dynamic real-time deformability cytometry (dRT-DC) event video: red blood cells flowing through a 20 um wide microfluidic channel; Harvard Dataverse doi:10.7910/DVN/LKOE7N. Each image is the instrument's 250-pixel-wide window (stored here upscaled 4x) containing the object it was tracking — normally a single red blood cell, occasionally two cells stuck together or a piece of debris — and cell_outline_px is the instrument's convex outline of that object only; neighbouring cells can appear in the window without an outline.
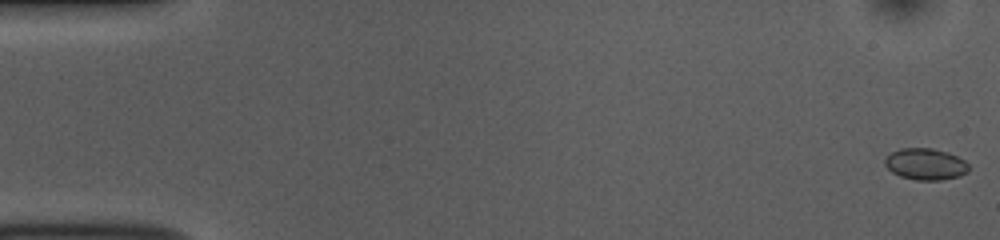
{"species": "common noctule bat (a hibernating species)", "species_latin": "Nyctalus noctula", "temperature_condition": "room temperature", "stored_images_in_passage": 53, "camera_frame_rate_fps": 3000, "um_per_image_px": 0.085, "animal": {"sex": "female", "body_mass_g": 10.0, "forearm_length_mm": 53.1}, "frame": {"image": 1, "passage_image": 1, "time_ms": 0.0, "image_size_px": [1000, 240], "cell_outline_px": [[968, 172], [960, 176], [940, 180], [916, 180], [900, 176], [892, 172], [884, 164], [884, 160], [892, 152], [900, 148], [932, 148], [948, 152], [964, 160], [968, 164]], "centroid_in_image_um": [78.67, 13.95], "position_along_channel_um": 6.3, "area_um2": 15.37}}
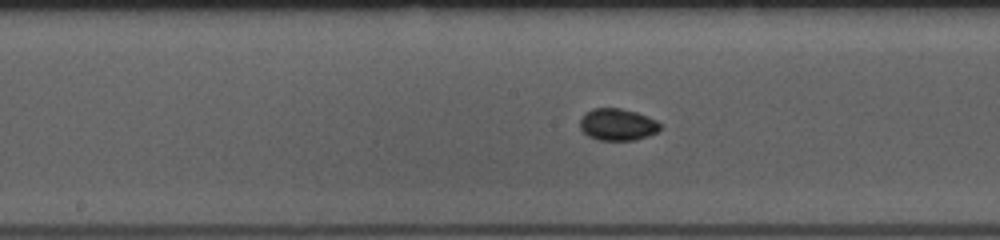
{"frame": {"image": 2, "passage_image": 27, "time_ms": 8.667, "image_size_px": [1000, 240], "cell_outline_px": [[660, 128], [656, 132], [648, 136], [636, 140], [600, 140], [588, 136], [580, 128], [580, 120], [584, 112], [592, 108], [620, 108], [636, 112], [656, 120], [660, 124]], "centroid_in_image_um": [52.46, 10.58], "position_along_channel_um": 195.7, "area_um2": 14.91}}
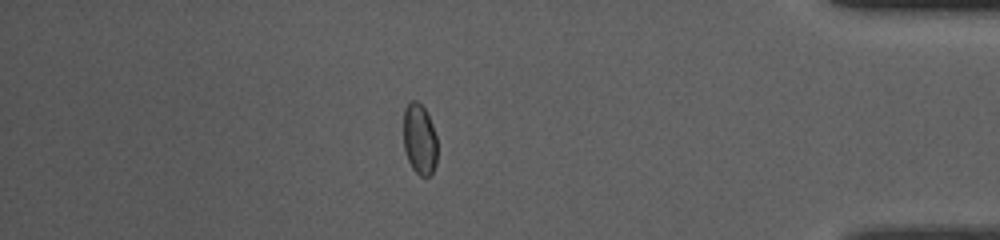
{"frame": {"image": 3, "passage_image": 46, "time_ms": 15.0, "image_size_px": [1000, 240], "cell_outline_px": [[436, 164], [432, 172], [428, 176], [420, 176], [412, 168], [408, 160], [404, 148], [404, 108], [412, 100], [416, 100], [424, 108], [432, 124], [436, 136]], "centroid_in_image_um": [35.65, 11.84], "position_along_channel_um": 399.5, "area_um2": 13.81}, "authors_computed_cell_mechanics": {"area_um2": 14.6812, "velocity_mm_per_s": 3.7998, "shape_relaxation_time_tau1_ms": 4.9466, "shape_relaxation_time_tau2_ms": 3.9152, "deformation_change_tau1": 0.0572, "deformation_change_tau2": 0.0435}}